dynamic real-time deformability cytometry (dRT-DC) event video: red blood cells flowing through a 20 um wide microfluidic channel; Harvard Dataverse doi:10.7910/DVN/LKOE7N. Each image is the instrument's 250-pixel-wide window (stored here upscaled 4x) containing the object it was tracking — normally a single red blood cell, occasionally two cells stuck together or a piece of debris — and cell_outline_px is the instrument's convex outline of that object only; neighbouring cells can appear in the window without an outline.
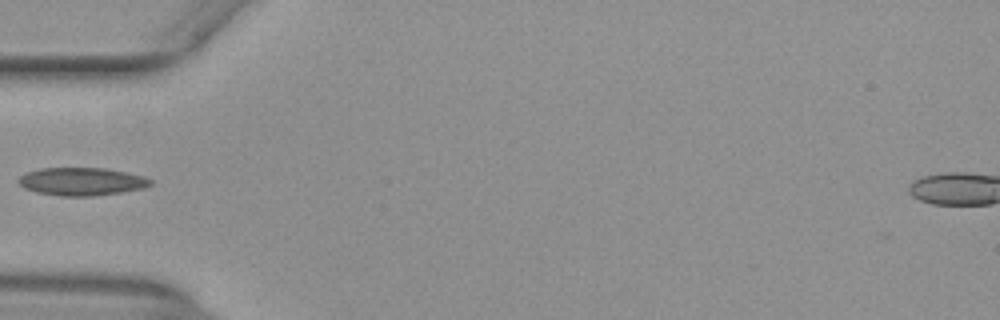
{"species": "common noctule bat (a hibernating species)", "species_latin": "Nyctalus noctula", "temperature_condition": "warm", "stored_images_in_passage": 35, "camera_frame_rate_fps": 3000, "um_per_image_px": 0.085, "animal": {"sex": "female", "body_mass_g": 29.2, "forearm_length_mm": 56.3}, "frame": {"image": 1, "passage_image": 1, "time_ms": 0.0, "image_size_px": [1000, 320], "cell_outline_px": [[152, 184], [144, 188], [120, 192], [92, 196], [60, 196], [36, 192], [24, 188], [16, 180], [20, 176], [28, 172], [40, 168], [104, 168], [144, 176], [152, 180]], "centroid_in_image_um": [6.92, 15.43], "position_along_channel_um": 78.1, "area_um2": 21.39}}
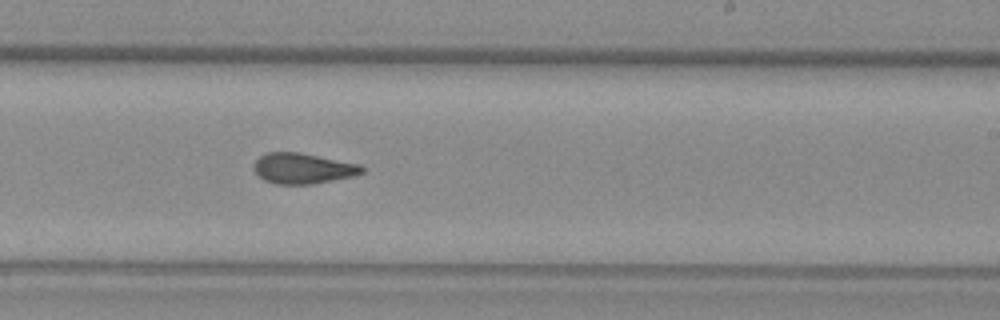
{"frame": {"image": 2, "passage_image": 15, "time_ms": 4.667, "image_size_px": [1000, 320], "cell_outline_px": [[364, 172], [352, 176], [312, 184], [276, 184], [264, 180], [252, 168], [252, 164], [260, 156], [268, 152], [300, 152], [360, 164], [364, 168]], "centroid_in_image_um": [25.72, 14.3], "position_along_channel_um": 263.3, "area_um2": 19.25}}
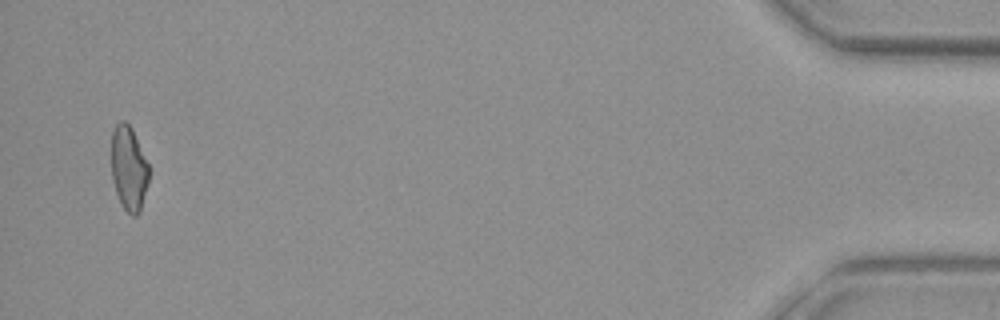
{"frame": {"image": 3, "passage_image": 34, "time_ms": 11.0, "image_size_px": [1000, 320], "cell_outline_px": [[148, 180], [140, 212], [136, 216], [132, 216], [120, 204], [112, 180], [112, 132], [116, 124], [120, 120], [124, 120], [132, 128], [148, 164]], "centroid_in_image_um": [10.93, 14.31], "position_along_channel_um": 424.3, "area_um2": 18.32}}